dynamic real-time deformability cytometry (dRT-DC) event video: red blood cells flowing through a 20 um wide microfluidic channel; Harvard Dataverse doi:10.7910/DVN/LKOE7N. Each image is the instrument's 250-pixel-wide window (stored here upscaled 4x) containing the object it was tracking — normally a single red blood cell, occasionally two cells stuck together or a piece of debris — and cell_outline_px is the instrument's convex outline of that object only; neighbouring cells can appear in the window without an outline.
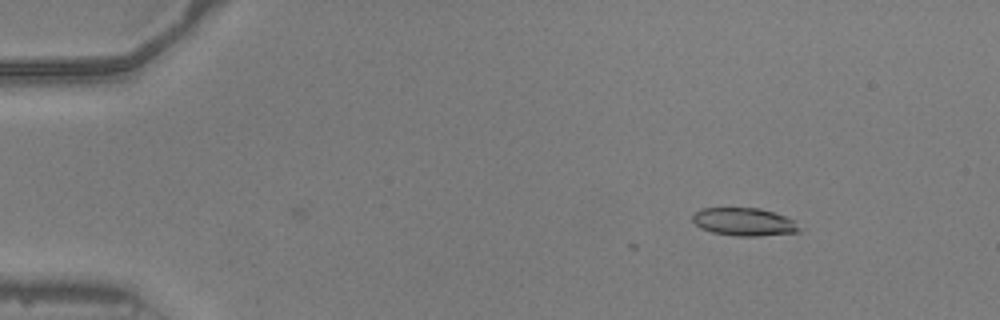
{"species": "common noctule bat (a hibernating species)", "species_latin": "Nyctalus noctula", "temperature_condition": "warm", "stored_images_in_passage": 5, "camera_frame_rate_fps": 3000, "um_per_image_px": 0.085, "animal": {"sex": "male", "body_mass_g": 20.5, "forearm_length_mm": 52.5}, "frame": {"image": 1, "passage_image": 5, "time_ms": 1.333, "image_size_px": [1000, 320], "cell_outline_px": [[800, 232], [760, 236], [736, 236], [712, 232], [700, 228], [692, 220], [692, 216], [700, 208], [760, 208], [784, 216], [792, 220], [800, 228]], "centroid_in_image_um": [63.22, 18.86], "position_along_channel_um": 21.8, "area_um2": 17.28}}